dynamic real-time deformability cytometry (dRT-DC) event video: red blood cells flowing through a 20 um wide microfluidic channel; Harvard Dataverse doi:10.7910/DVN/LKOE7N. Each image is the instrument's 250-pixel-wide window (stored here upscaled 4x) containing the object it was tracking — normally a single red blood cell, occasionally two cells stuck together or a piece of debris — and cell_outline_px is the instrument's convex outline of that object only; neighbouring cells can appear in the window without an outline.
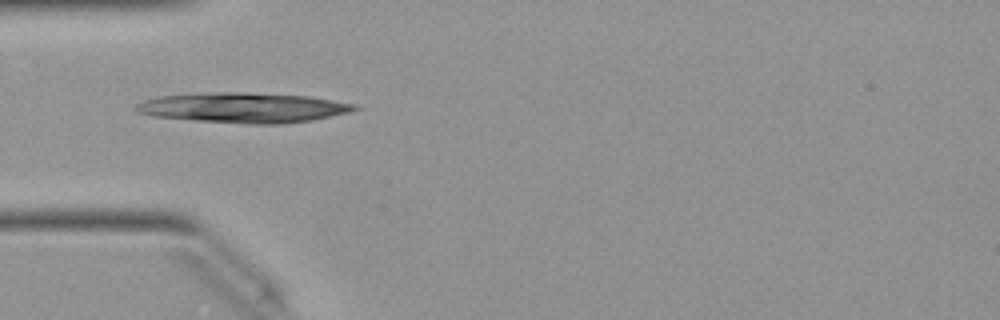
{"species": "Egyptian fruit bat (a non-hibernating species)", "species_latin": "Rousettus aegyptiacus", "temperature_condition": "warm", "stored_images_in_passage": 35, "camera_frame_rate_fps": 3000, "um_per_image_px": 0.085, "animal": {"sex": "female"}, "frame": {"image": 1, "passage_image": 1, "time_ms": 0.0, "image_size_px": [1000, 320], "cell_outline_px": [[360, 108], [352, 112], [312, 120], [280, 124], [248, 124], [196, 120], [152, 116], [136, 112], [132, 108], [136, 104], [144, 100], [160, 96], [208, 92], [244, 92], [308, 96], [356, 104]], "centroid_in_image_um": [20.68, 9.15], "position_along_channel_um": 64.3, "area_um2": 38.44}}
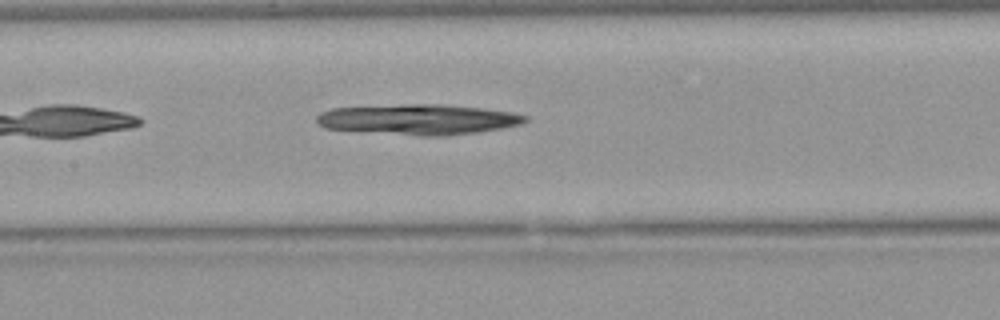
{"frame": {"image": 2, "passage_image": 9, "time_ms": 2.667, "image_size_px": [1000, 320], "cell_outline_px": [[528, 120], [524, 124], [504, 128], [480, 132], [448, 136], [420, 136], [324, 128], [316, 124], [316, 116], [320, 112], [332, 108], [404, 104], [448, 104], [484, 108], [512, 112], [528, 116]], "centroid_in_image_um": [35.61, 10.15], "position_along_channel_um": 171.8, "area_um2": 37.57}}
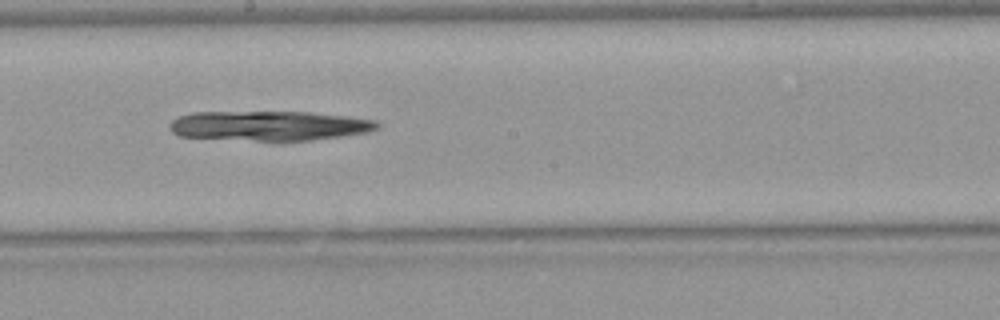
{"frame": {"image": 3, "passage_image": 13, "time_ms": 4.0, "image_size_px": [1000, 320], "cell_outline_px": [[380, 128], [368, 132], [312, 140], [256, 140], [180, 136], [172, 132], [168, 128], [168, 124], [172, 120], [180, 116], [192, 112], [308, 112], [344, 116], [376, 120], [380, 124]], "centroid_in_image_um": [22.88, 10.68], "position_along_channel_um": 225.3, "area_um2": 35.66}}